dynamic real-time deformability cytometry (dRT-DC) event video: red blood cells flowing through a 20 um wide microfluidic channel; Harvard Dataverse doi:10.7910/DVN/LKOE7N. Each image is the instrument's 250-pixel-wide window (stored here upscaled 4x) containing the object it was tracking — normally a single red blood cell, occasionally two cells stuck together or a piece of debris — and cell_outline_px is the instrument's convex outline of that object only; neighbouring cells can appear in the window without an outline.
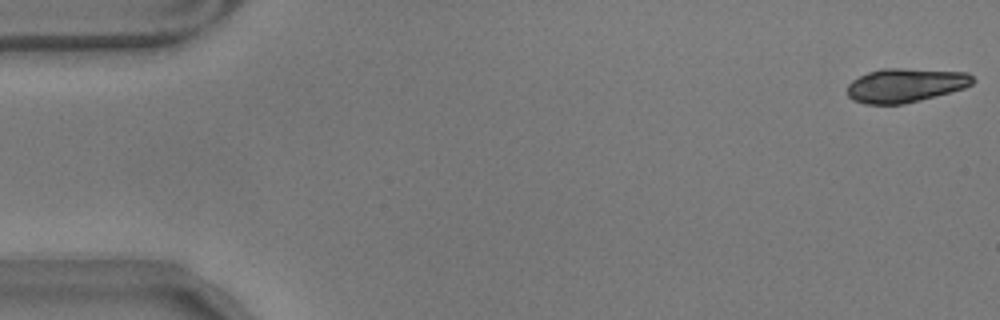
{"species": "common noctule bat (a hibernating species)", "species_latin": "Nyctalus noctula", "temperature_condition": "warm", "stored_images_in_passage": 9, "camera_frame_rate_fps": 3000, "um_per_image_px": 0.085, "animal": {"sex": "male", "body_mass_g": 17.9}, "frame": {"image": 1, "passage_image": 1, "time_ms": 0.0, "image_size_px": [1000, 320], "cell_outline_px": [[976, 80], [972, 84], [964, 88], [920, 100], [904, 104], [864, 104], [852, 100], [848, 96], [848, 84], [852, 80], [868, 72], [880, 68], [904, 68], [968, 72]], "centroid_in_image_um": [76.95, 7.24], "position_along_channel_um": 8.0, "area_um2": 24.97}}